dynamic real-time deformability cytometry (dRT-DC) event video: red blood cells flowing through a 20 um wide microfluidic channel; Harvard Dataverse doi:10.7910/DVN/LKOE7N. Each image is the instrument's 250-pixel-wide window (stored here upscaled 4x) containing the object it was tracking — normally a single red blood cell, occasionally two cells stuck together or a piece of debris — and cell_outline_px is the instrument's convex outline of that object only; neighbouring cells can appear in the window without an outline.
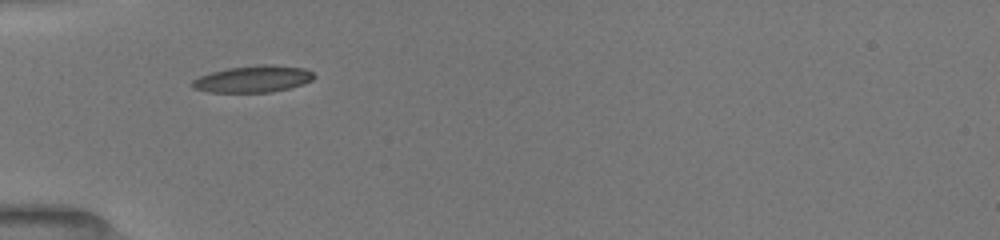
{"species": "common noctule bat (a hibernating species)", "species_latin": "Nyctalus noctula", "temperature_condition": "room temperature", "stored_images_in_passage": 35, "camera_frame_rate_fps": 3000, "um_per_image_px": 0.085, "animal": {"sex": "female", "body_mass_g": 19.5, "forearm_length_mm": 54.1}, "frame": {"image": 1, "passage_image": 1, "time_ms": 0.0, "image_size_px": [1000, 240], "cell_outline_px": [[316, 76], [312, 80], [304, 84], [272, 92], [208, 92], [192, 88], [192, 80], [200, 76], [212, 72], [228, 68], [304, 68], [312, 72]], "centroid_in_image_um": [21.45, 6.78], "position_along_channel_um": 63.5, "area_um2": 17.74}}
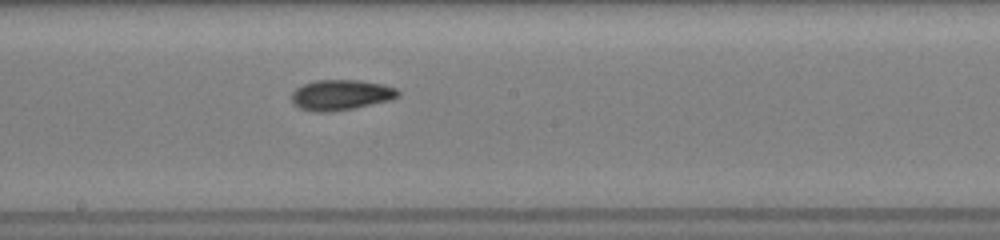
{"frame": {"image": 2, "passage_image": 13, "time_ms": 4.0, "image_size_px": [1000, 240], "cell_outline_px": [[400, 96], [392, 100], [356, 108], [328, 112], [316, 112], [300, 108], [292, 104], [292, 92], [296, 88], [304, 84], [316, 80], [356, 80], [384, 84], [396, 88], [400, 92]], "centroid_in_image_um": [29.01, 8.07], "position_along_channel_um": 219.2, "area_um2": 19.07}}
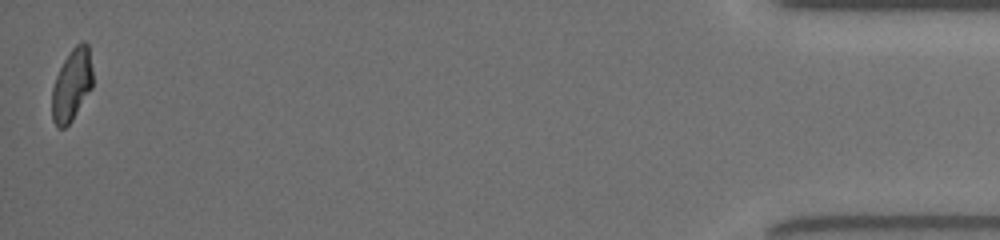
{"frame": {"image": 3, "passage_image": 35, "time_ms": 11.333, "image_size_px": [1000, 240], "cell_outline_px": [[92, 88], [72, 120], [64, 128], [56, 128], [52, 120], [52, 88], [56, 76], [64, 60], [72, 48], [76, 44], [84, 40], [88, 44], [92, 68]], "centroid_in_image_um": [6.1, 7.22], "position_along_channel_um": 429.1, "area_um2": 17.17}, "authors_computed_cell_mechanics": {"area_um2": 17.8602, "velocity_mm_per_s": 3.9963, "shape_relaxation_time_tau1_ms": 6.8303, "shape_relaxation_time_tau2_ms": 3.9154, "deformation_change_tau1": 0.2138, "deformation_change_tau2": 0.0849}}